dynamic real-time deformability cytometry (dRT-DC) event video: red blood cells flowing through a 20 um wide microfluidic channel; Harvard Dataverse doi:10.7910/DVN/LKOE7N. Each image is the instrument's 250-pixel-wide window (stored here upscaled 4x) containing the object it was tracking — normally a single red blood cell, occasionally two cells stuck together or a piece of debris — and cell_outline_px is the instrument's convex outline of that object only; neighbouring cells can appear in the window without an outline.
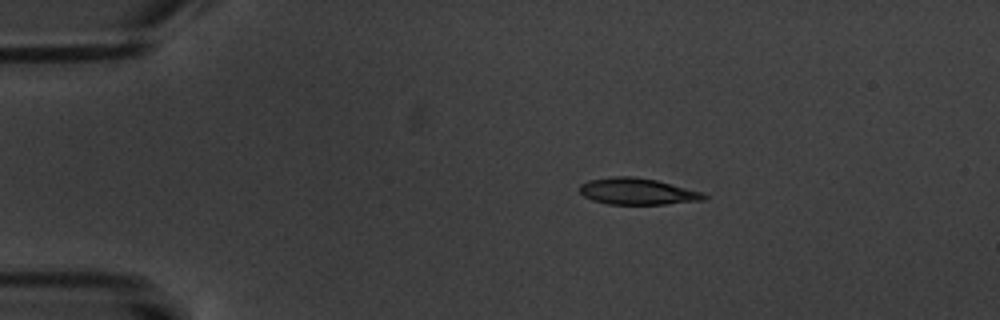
{"species": "common noctule bat (a hibernating species)", "species_latin": "Nyctalus noctula", "temperature_condition": "warm", "stored_images_in_passage": 7, "camera_frame_rate_fps": 3000, "um_per_image_px": 0.085, "animal": {"sex": "male", "body_mass_g": 20.1, "forearm_length_mm": 53.5}, "frame": {"image": 1, "passage_image": 3, "time_ms": 2.333, "image_size_px": [1000, 320], "cell_outline_px": [[708, 196], [704, 200], [664, 204], [608, 204], [592, 200], [584, 196], [580, 192], [580, 184], [588, 180], [612, 176], [632, 176], [656, 180], [704, 192]], "centroid_in_image_um": [54.18, 16.26], "position_along_channel_um": 30.8, "area_um2": 19.25}}